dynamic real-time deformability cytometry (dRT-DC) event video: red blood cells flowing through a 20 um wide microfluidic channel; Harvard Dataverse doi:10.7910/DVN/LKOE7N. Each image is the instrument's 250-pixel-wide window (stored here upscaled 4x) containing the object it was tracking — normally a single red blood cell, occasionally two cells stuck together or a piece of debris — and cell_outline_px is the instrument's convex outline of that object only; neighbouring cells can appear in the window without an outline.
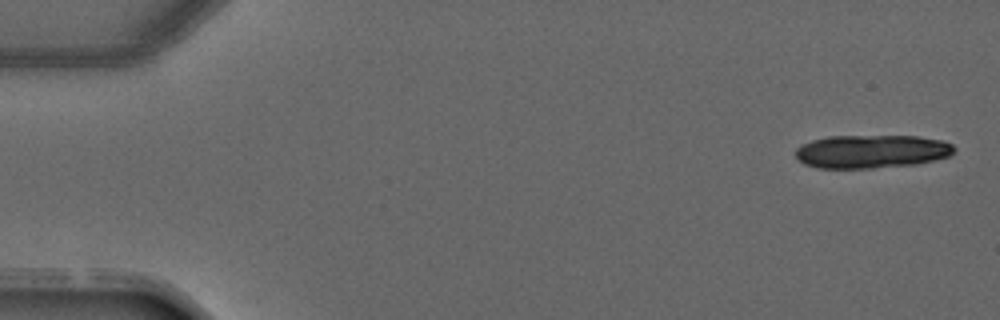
{"species": "common noctule bat (a hibernating species)", "species_latin": "Nyctalus noctula", "temperature_condition": "warm", "stored_images_in_passage": 3, "camera_frame_rate_fps": 3000, "um_per_image_px": 0.085, "animal": {"sex": "male", "forearm_length_mm": 52.5}, "frame": {"image": 1, "passage_image": 1, "time_ms": 0.0, "image_size_px": [1000, 320], "cell_outline_px": [[956, 148], [948, 156], [916, 164], [872, 168], [816, 168], [804, 164], [796, 156], [796, 148], [800, 144], [812, 140], [828, 136], [920, 136], [940, 140], [952, 144]], "centroid_in_image_um": [74.04, 12.87], "position_along_channel_um": 11.0, "area_um2": 30.81}}